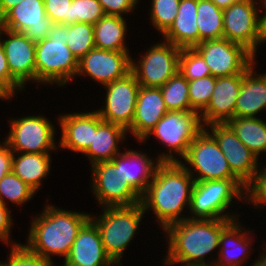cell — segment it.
<instances>
[{
	"instance_id": "obj_1",
	"label": "cell",
	"mask_w": 266,
	"mask_h": 266,
	"mask_svg": "<svg viewBox=\"0 0 266 266\" xmlns=\"http://www.w3.org/2000/svg\"><path fill=\"white\" fill-rule=\"evenodd\" d=\"M193 175L181 161L161 162L156 168L153 180L141 197V204L145 211L149 208L154 211L162 228L187 219L180 216L185 205L190 207Z\"/></svg>"
},
{
	"instance_id": "obj_2",
	"label": "cell",
	"mask_w": 266,
	"mask_h": 266,
	"mask_svg": "<svg viewBox=\"0 0 266 266\" xmlns=\"http://www.w3.org/2000/svg\"><path fill=\"white\" fill-rule=\"evenodd\" d=\"M231 219H184L164 229L168 236V255L164 264L210 266L205 256L219 247L222 231ZM213 266V265H212Z\"/></svg>"
},
{
	"instance_id": "obj_3",
	"label": "cell",
	"mask_w": 266,
	"mask_h": 266,
	"mask_svg": "<svg viewBox=\"0 0 266 266\" xmlns=\"http://www.w3.org/2000/svg\"><path fill=\"white\" fill-rule=\"evenodd\" d=\"M33 219L27 245L30 252L52 262L51 254L66 258L81 228L90 220L87 213L67 211L45 206Z\"/></svg>"
},
{
	"instance_id": "obj_4",
	"label": "cell",
	"mask_w": 266,
	"mask_h": 266,
	"mask_svg": "<svg viewBox=\"0 0 266 266\" xmlns=\"http://www.w3.org/2000/svg\"><path fill=\"white\" fill-rule=\"evenodd\" d=\"M36 81L65 85L76 77L78 60L67 46V25L54 24L47 38L36 43Z\"/></svg>"
},
{
	"instance_id": "obj_5",
	"label": "cell",
	"mask_w": 266,
	"mask_h": 266,
	"mask_svg": "<svg viewBox=\"0 0 266 266\" xmlns=\"http://www.w3.org/2000/svg\"><path fill=\"white\" fill-rule=\"evenodd\" d=\"M102 212L98 219L91 215L90 220L99 230L107 255L115 265L121 266L120 258L135 236L146 211L142 204L138 203L131 206H108L104 207Z\"/></svg>"
},
{
	"instance_id": "obj_6",
	"label": "cell",
	"mask_w": 266,
	"mask_h": 266,
	"mask_svg": "<svg viewBox=\"0 0 266 266\" xmlns=\"http://www.w3.org/2000/svg\"><path fill=\"white\" fill-rule=\"evenodd\" d=\"M245 187L239 179L195 181L189 207L193 216L187 218L237 219L235 214L229 215V213L223 212L231 204L234 197L245 199L243 198L245 193L242 192L245 191Z\"/></svg>"
},
{
	"instance_id": "obj_7",
	"label": "cell",
	"mask_w": 266,
	"mask_h": 266,
	"mask_svg": "<svg viewBox=\"0 0 266 266\" xmlns=\"http://www.w3.org/2000/svg\"><path fill=\"white\" fill-rule=\"evenodd\" d=\"M204 129L200 114L196 111H168L155 125V127L142 140L154 134L162 143L169 146V154L159 155L160 162H179L172 151L183 158L190 144Z\"/></svg>"
},
{
	"instance_id": "obj_8",
	"label": "cell",
	"mask_w": 266,
	"mask_h": 266,
	"mask_svg": "<svg viewBox=\"0 0 266 266\" xmlns=\"http://www.w3.org/2000/svg\"><path fill=\"white\" fill-rule=\"evenodd\" d=\"M204 58L212 76L244 74L255 55L245 46L226 38L202 41L194 47Z\"/></svg>"
},
{
	"instance_id": "obj_9",
	"label": "cell",
	"mask_w": 266,
	"mask_h": 266,
	"mask_svg": "<svg viewBox=\"0 0 266 266\" xmlns=\"http://www.w3.org/2000/svg\"><path fill=\"white\" fill-rule=\"evenodd\" d=\"M180 52L167 41L153 45L139 63L131 60V72L140 86L160 88L179 71Z\"/></svg>"
},
{
	"instance_id": "obj_10",
	"label": "cell",
	"mask_w": 266,
	"mask_h": 266,
	"mask_svg": "<svg viewBox=\"0 0 266 266\" xmlns=\"http://www.w3.org/2000/svg\"><path fill=\"white\" fill-rule=\"evenodd\" d=\"M204 128L190 144L183 159L190 164L198 177L195 181L238 179L229 167L218 142Z\"/></svg>"
},
{
	"instance_id": "obj_11",
	"label": "cell",
	"mask_w": 266,
	"mask_h": 266,
	"mask_svg": "<svg viewBox=\"0 0 266 266\" xmlns=\"http://www.w3.org/2000/svg\"><path fill=\"white\" fill-rule=\"evenodd\" d=\"M5 143L14 153H49L57 148L54 126L42 116H26L11 120Z\"/></svg>"
},
{
	"instance_id": "obj_12",
	"label": "cell",
	"mask_w": 266,
	"mask_h": 266,
	"mask_svg": "<svg viewBox=\"0 0 266 266\" xmlns=\"http://www.w3.org/2000/svg\"><path fill=\"white\" fill-rule=\"evenodd\" d=\"M255 1L243 0L223 10V38L245 46L254 55L257 44L263 42L260 10Z\"/></svg>"
},
{
	"instance_id": "obj_13",
	"label": "cell",
	"mask_w": 266,
	"mask_h": 266,
	"mask_svg": "<svg viewBox=\"0 0 266 266\" xmlns=\"http://www.w3.org/2000/svg\"><path fill=\"white\" fill-rule=\"evenodd\" d=\"M91 167L92 188L100 205L104 207L131 206L141 203L142 196L128 182L123 181L121 165L106 161Z\"/></svg>"
},
{
	"instance_id": "obj_14",
	"label": "cell",
	"mask_w": 266,
	"mask_h": 266,
	"mask_svg": "<svg viewBox=\"0 0 266 266\" xmlns=\"http://www.w3.org/2000/svg\"><path fill=\"white\" fill-rule=\"evenodd\" d=\"M106 88L105 108L96 110L105 122L123 127L127 132L132 126L140 84L130 72L124 78L104 85Z\"/></svg>"
},
{
	"instance_id": "obj_15",
	"label": "cell",
	"mask_w": 266,
	"mask_h": 266,
	"mask_svg": "<svg viewBox=\"0 0 266 266\" xmlns=\"http://www.w3.org/2000/svg\"><path fill=\"white\" fill-rule=\"evenodd\" d=\"M53 25L46 15L43 0H23L2 16L0 27L24 33L37 43L48 37Z\"/></svg>"
},
{
	"instance_id": "obj_16",
	"label": "cell",
	"mask_w": 266,
	"mask_h": 266,
	"mask_svg": "<svg viewBox=\"0 0 266 266\" xmlns=\"http://www.w3.org/2000/svg\"><path fill=\"white\" fill-rule=\"evenodd\" d=\"M228 161L231 172L246 186L258 170V158L237 137L227 123L207 125Z\"/></svg>"
},
{
	"instance_id": "obj_17",
	"label": "cell",
	"mask_w": 266,
	"mask_h": 266,
	"mask_svg": "<svg viewBox=\"0 0 266 266\" xmlns=\"http://www.w3.org/2000/svg\"><path fill=\"white\" fill-rule=\"evenodd\" d=\"M131 60L128 51L93 48L78 61L77 75L87 74L102 85H107L131 72Z\"/></svg>"
},
{
	"instance_id": "obj_18",
	"label": "cell",
	"mask_w": 266,
	"mask_h": 266,
	"mask_svg": "<svg viewBox=\"0 0 266 266\" xmlns=\"http://www.w3.org/2000/svg\"><path fill=\"white\" fill-rule=\"evenodd\" d=\"M9 39L1 41L10 73L24 88L26 81H36L35 51L36 43L24 33L9 31L2 27Z\"/></svg>"
},
{
	"instance_id": "obj_19",
	"label": "cell",
	"mask_w": 266,
	"mask_h": 266,
	"mask_svg": "<svg viewBox=\"0 0 266 266\" xmlns=\"http://www.w3.org/2000/svg\"><path fill=\"white\" fill-rule=\"evenodd\" d=\"M243 74L216 77V84L208 106L200 112L205 125L227 123L235 117V105L239 96Z\"/></svg>"
},
{
	"instance_id": "obj_20",
	"label": "cell",
	"mask_w": 266,
	"mask_h": 266,
	"mask_svg": "<svg viewBox=\"0 0 266 266\" xmlns=\"http://www.w3.org/2000/svg\"><path fill=\"white\" fill-rule=\"evenodd\" d=\"M97 226L89 220L79 231L63 266H113Z\"/></svg>"
},
{
	"instance_id": "obj_21",
	"label": "cell",
	"mask_w": 266,
	"mask_h": 266,
	"mask_svg": "<svg viewBox=\"0 0 266 266\" xmlns=\"http://www.w3.org/2000/svg\"><path fill=\"white\" fill-rule=\"evenodd\" d=\"M103 122L97 111L64 114L59 118L62 137L60 146L82 154L89 148L94 131Z\"/></svg>"
},
{
	"instance_id": "obj_22",
	"label": "cell",
	"mask_w": 266,
	"mask_h": 266,
	"mask_svg": "<svg viewBox=\"0 0 266 266\" xmlns=\"http://www.w3.org/2000/svg\"><path fill=\"white\" fill-rule=\"evenodd\" d=\"M167 112L160 88L140 86L132 126L128 130L142 141Z\"/></svg>"
},
{
	"instance_id": "obj_23",
	"label": "cell",
	"mask_w": 266,
	"mask_h": 266,
	"mask_svg": "<svg viewBox=\"0 0 266 266\" xmlns=\"http://www.w3.org/2000/svg\"><path fill=\"white\" fill-rule=\"evenodd\" d=\"M145 154L127 150L117 154L111 161L115 165H121V174L124 182H128L141 196L145 193L149 183L153 180L156 168L152 159ZM155 165V166H154ZM150 180V181H149Z\"/></svg>"
},
{
	"instance_id": "obj_24",
	"label": "cell",
	"mask_w": 266,
	"mask_h": 266,
	"mask_svg": "<svg viewBox=\"0 0 266 266\" xmlns=\"http://www.w3.org/2000/svg\"><path fill=\"white\" fill-rule=\"evenodd\" d=\"M197 6L198 0H180L175 20L163 34L165 41L181 49L194 48L199 44Z\"/></svg>"
},
{
	"instance_id": "obj_25",
	"label": "cell",
	"mask_w": 266,
	"mask_h": 266,
	"mask_svg": "<svg viewBox=\"0 0 266 266\" xmlns=\"http://www.w3.org/2000/svg\"><path fill=\"white\" fill-rule=\"evenodd\" d=\"M254 64L243 74L239 96L235 105V117H253L266 109V73L255 76Z\"/></svg>"
},
{
	"instance_id": "obj_26",
	"label": "cell",
	"mask_w": 266,
	"mask_h": 266,
	"mask_svg": "<svg viewBox=\"0 0 266 266\" xmlns=\"http://www.w3.org/2000/svg\"><path fill=\"white\" fill-rule=\"evenodd\" d=\"M126 133L127 131L123 127L103 121L97 127V131H94L93 141L83 154L89 157L92 165L111 161L120 153L118 142L125 139Z\"/></svg>"
},
{
	"instance_id": "obj_27",
	"label": "cell",
	"mask_w": 266,
	"mask_h": 266,
	"mask_svg": "<svg viewBox=\"0 0 266 266\" xmlns=\"http://www.w3.org/2000/svg\"><path fill=\"white\" fill-rule=\"evenodd\" d=\"M236 220L238 219L233 220L222 231L219 243V247H221L219 248V261H215L214 266H240L239 264H242L244 260L247 259L246 254H248V245L251 242L248 239L249 237L246 236L248 233L242 231L244 228H242L239 221L237 222ZM242 256L243 258H240Z\"/></svg>"
},
{
	"instance_id": "obj_28",
	"label": "cell",
	"mask_w": 266,
	"mask_h": 266,
	"mask_svg": "<svg viewBox=\"0 0 266 266\" xmlns=\"http://www.w3.org/2000/svg\"><path fill=\"white\" fill-rule=\"evenodd\" d=\"M12 157L11 171L35 191L40 189L41 180L50 171L49 153H21L17 158Z\"/></svg>"
},
{
	"instance_id": "obj_29",
	"label": "cell",
	"mask_w": 266,
	"mask_h": 266,
	"mask_svg": "<svg viewBox=\"0 0 266 266\" xmlns=\"http://www.w3.org/2000/svg\"><path fill=\"white\" fill-rule=\"evenodd\" d=\"M126 27V21L123 16L104 15L94 24L95 48L128 51L124 43Z\"/></svg>"
},
{
	"instance_id": "obj_30",
	"label": "cell",
	"mask_w": 266,
	"mask_h": 266,
	"mask_svg": "<svg viewBox=\"0 0 266 266\" xmlns=\"http://www.w3.org/2000/svg\"><path fill=\"white\" fill-rule=\"evenodd\" d=\"M227 124L257 158L266 151V123L261 118L234 117Z\"/></svg>"
},
{
	"instance_id": "obj_31",
	"label": "cell",
	"mask_w": 266,
	"mask_h": 266,
	"mask_svg": "<svg viewBox=\"0 0 266 266\" xmlns=\"http://www.w3.org/2000/svg\"><path fill=\"white\" fill-rule=\"evenodd\" d=\"M196 18L199 43L223 38V10L211 0H198Z\"/></svg>"
},
{
	"instance_id": "obj_32",
	"label": "cell",
	"mask_w": 266,
	"mask_h": 266,
	"mask_svg": "<svg viewBox=\"0 0 266 266\" xmlns=\"http://www.w3.org/2000/svg\"><path fill=\"white\" fill-rule=\"evenodd\" d=\"M160 90L168 111H195L189 100L188 80L180 71L160 87Z\"/></svg>"
},
{
	"instance_id": "obj_33",
	"label": "cell",
	"mask_w": 266,
	"mask_h": 266,
	"mask_svg": "<svg viewBox=\"0 0 266 266\" xmlns=\"http://www.w3.org/2000/svg\"><path fill=\"white\" fill-rule=\"evenodd\" d=\"M67 46L79 61L91 49L95 48L94 25L89 23L67 25Z\"/></svg>"
},
{
	"instance_id": "obj_34",
	"label": "cell",
	"mask_w": 266,
	"mask_h": 266,
	"mask_svg": "<svg viewBox=\"0 0 266 266\" xmlns=\"http://www.w3.org/2000/svg\"><path fill=\"white\" fill-rule=\"evenodd\" d=\"M36 191L22 181L12 171L0 180V202L4 205L7 198L12 203L21 205L30 200Z\"/></svg>"
},
{
	"instance_id": "obj_35",
	"label": "cell",
	"mask_w": 266,
	"mask_h": 266,
	"mask_svg": "<svg viewBox=\"0 0 266 266\" xmlns=\"http://www.w3.org/2000/svg\"><path fill=\"white\" fill-rule=\"evenodd\" d=\"M179 71L188 81L211 75L210 68L195 48L181 49Z\"/></svg>"
},
{
	"instance_id": "obj_36",
	"label": "cell",
	"mask_w": 266,
	"mask_h": 266,
	"mask_svg": "<svg viewBox=\"0 0 266 266\" xmlns=\"http://www.w3.org/2000/svg\"><path fill=\"white\" fill-rule=\"evenodd\" d=\"M216 84V77L209 75L188 81L191 107L200 114L209 104Z\"/></svg>"
},
{
	"instance_id": "obj_37",
	"label": "cell",
	"mask_w": 266,
	"mask_h": 266,
	"mask_svg": "<svg viewBox=\"0 0 266 266\" xmlns=\"http://www.w3.org/2000/svg\"><path fill=\"white\" fill-rule=\"evenodd\" d=\"M179 5L180 0H152L151 23L161 34L173 24Z\"/></svg>"
},
{
	"instance_id": "obj_38",
	"label": "cell",
	"mask_w": 266,
	"mask_h": 266,
	"mask_svg": "<svg viewBox=\"0 0 266 266\" xmlns=\"http://www.w3.org/2000/svg\"><path fill=\"white\" fill-rule=\"evenodd\" d=\"M105 15L98 0H72L70 24L89 23L94 25Z\"/></svg>"
},
{
	"instance_id": "obj_39",
	"label": "cell",
	"mask_w": 266,
	"mask_h": 266,
	"mask_svg": "<svg viewBox=\"0 0 266 266\" xmlns=\"http://www.w3.org/2000/svg\"><path fill=\"white\" fill-rule=\"evenodd\" d=\"M9 252L8 261L1 263V266H53L54 264L40 255L30 252L24 245L14 243Z\"/></svg>"
},
{
	"instance_id": "obj_40",
	"label": "cell",
	"mask_w": 266,
	"mask_h": 266,
	"mask_svg": "<svg viewBox=\"0 0 266 266\" xmlns=\"http://www.w3.org/2000/svg\"><path fill=\"white\" fill-rule=\"evenodd\" d=\"M244 198L254 206H266V168L258 169L252 180L245 187ZM249 194V195H248ZM248 197V199H247Z\"/></svg>"
},
{
	"instance_id": "obj_41",
	"label": "cell",
	"mask_w": 266,
	"mask_h": 266,
	"mask_svg": "<svg viewBox=\"0 0 266 266\" xmlns=\"http://www.w3.org/2000/svg\"><path fill=\"white\" fill-rule=\"evenodd\" d=\"M47 17L54 24H70L72 0H43Z\"/></svg>"
},
{
	"instance_id": "obj_42",
	"label": "cell",
	"mask_w": 266,
	"mask_h": 266,
	"mask_svg": "<svg viewBox=\"0 0 266 266\" xmlns=\"http://www.w3.org/2000/svg\"><path fill=\"white\" fill-rule=\"evenodd\" d=\"M2 27H0V39L2 34ZM0 85L11 95H15V90L23 89V87L12 77L3 45L0 40Z\"/></svg>"
},
{
	"instance_id": "obj_43",
	"label": "cell",
	"mask_w": 266,
	"mask_h": 266,
	"mask_svg": "<svg viewBox=\"0 0 266 266\" xmlns=\"http://www.w3.org/2000/svg\"><path fill=\"white\" fill-rule=\"evenodd\" d=\"M105 15L122 16L136 8L138 0H98Z\"/></svg>"
},
{
	"instance_id": "obj_44",
	"label": "cell",
	"mask_w": 266,
	"mask_h": 266,
	"mask_svg": "<svg viewBox=\"0 0 266 266\" xmlns=\"http://www.w3.org/2000/svg\"><path fill=\"white\" fill-rule=\"evenodd\" d=\"M10 212L7 206L0 202V239L5 243H9L8 240L10 239L9 234L12 224Z\"/></svg>"
},
{
	"instance_id": "obj_45",
	"label": "cell",
	"mask_w": 266,
	"mask_h": 266,
	"mask_svg": "<svg viewBox=\"0 0 266 266\" xmlns=\"http://www.w3.org/2000/svg\"><path fill=\"white\" fill-rule=\"evenodd\" d=\"M13 151L3 142L0 144V180L11 172Z\"/></svg>"
},
{
	"instance_id": "obj_46",
	"label": "cell",
	"mask_w": 266,
	"mask_h": 266,
	"mask_svg": "<svg viewBox=\"0 0 266 266\" xmlns=\"http://www.w3.org/2000/svg\"><path fill=\"white\" fill-rule=\"evenodd\" d=\"M23 0H0V16L2 17L8 10L16 6Z\"/></svg>"
},
{
	"instance_id": "obj_47",
	"label": "cell",
	"mask_w": 266,
	"mask_h": 266,
	"mask_svg": "<svg viewBox=\"0 0 266 266\" xmlns=\"http://www.w3.org/2000/svg\"><path fill=\"white\" fill-rule=\"evenodd\" d=\"M214 4H216L220 9L224 10L230 7L232 4L241 2L243 0H211Z\"/></svg>"
},
{
	"instance_id": "obj_48",
	"label": "cell",
	"mask_w": 266,
	"mask_h": 266,
	"mask_svg": "<svg viewBox=\"0 0 266 266\" xmlns=\"http://www.w3.org/2000/svg\"><path fill=\"white\" fill-rule=\"evenodd\" d=\"M261 1L263 3V6L266 9V0H261ZM261 33H262V40H263V43H264V41H266V12L261 17Z\"/></svg>"
},
{
	"instance_id": "obj_49",
	"label": "cell",
	"mask_w": 266,
	"mask_h": 266,
	"mask_svg": "<svg viewBox=\"0 0 266 266\" xmlns=\"http://www.w3.org/2000/svg\"><path fill=\"white\" fill-rule=\"evenodd\" d=\"M261 258L258 259V261H255V263L252 266H266V254L263 253Z\"/></svg>"
},
{
	"instance_id": "obj_50",
	"label": "cell",
	"mask_w": 266,
	"mask_h": 266,
	"mask_svg": "<svg viewBox=\"0 0 266 266\" xmlns=\"http://www.w3.org/2000/svg\"><path fill=\"white\" fill-rule=\"evenodd\" d=\"M12 97L1 85H0V99H9Z\"/></svg>"
}]
</instances>
